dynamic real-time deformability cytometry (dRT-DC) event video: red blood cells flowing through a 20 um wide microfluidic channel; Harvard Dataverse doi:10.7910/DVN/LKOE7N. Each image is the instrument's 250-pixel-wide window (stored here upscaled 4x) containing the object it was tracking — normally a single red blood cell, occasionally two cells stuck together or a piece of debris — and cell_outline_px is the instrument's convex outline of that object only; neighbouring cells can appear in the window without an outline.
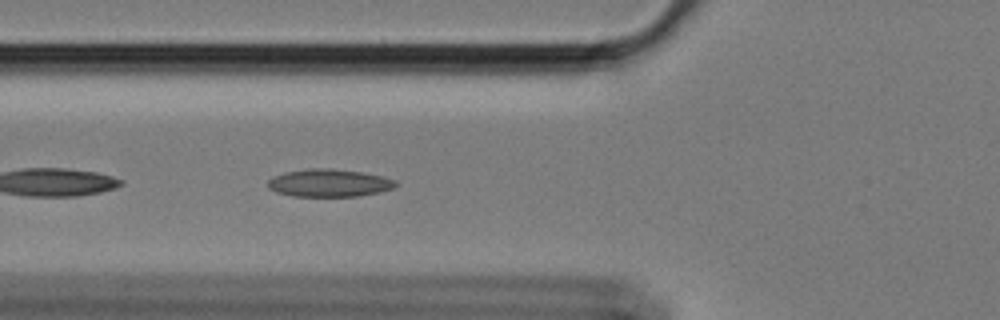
{"species": "Egyptian fruit bat (a non-hibernating species)", "species_latin": "Rousettus aegyptiacus", "temperature_condition": "cold", "stored_images_in_passage": 28, "camera_frame_rate_fps": 3000, "um_per_image_px": 0.085, "animal": {"sex": "female"}, "frame": {"image": 1, "passage_image": 5, "time_ms": 1.333, "image_size_px": [1000, 320], "cell_outline_px": [[400, 184], [396, 188], [380, 192], [360, 196], [292, 196], [276, 192], [268, 188], [268, 180], [272, 176], [284, 172], [308, 168], [328, 168], [360, 172], [380, 176], [396, 180]], "centroid_in_image_um": [27.98, 15.55], "position_along_channel_um": 97.8, "area_um2": 20.81}}
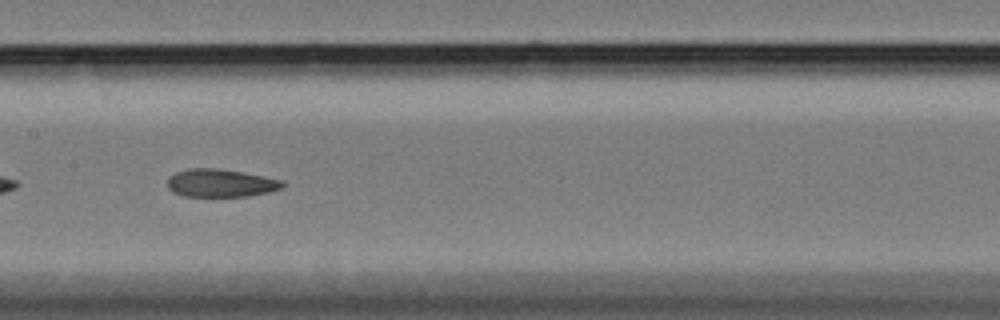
{"frame": {"image": 2, "passage_image": 13, "time_ms": 4.0, "image_size_px": [1000, 320], "cell_outline_px": [[284, 188], [268, 192], [248, 196], [184, 196], [172, 192], [168, 188], [168, 180], [176, 172], [188, 168], [216, 168], [240, 172], [284, 180]], "centroid_in_image_um": [18.77, 15.56], "position_along_channel_um": 188.6, "area_um2": 18.61}}
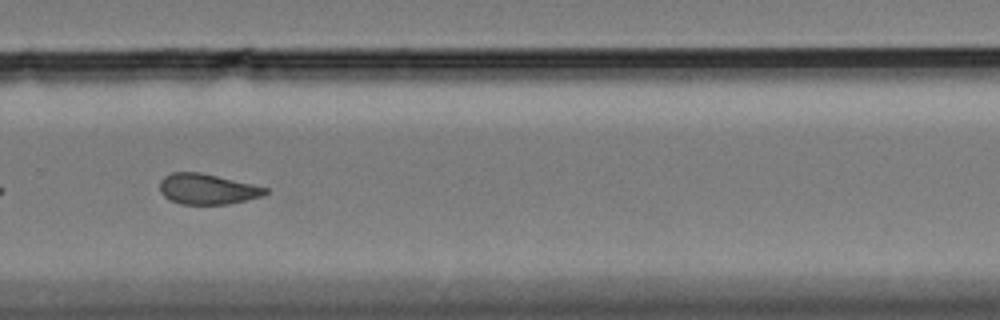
{"frame": {"image": 3, "passage_image": 24, "time_ms": 7.667, "image_size_px": [1000, 320], "cell_outline_px": [[268, 192], [260, 196], [228, 204], [180, 204], [164, 196], [160, 192], [160, 180], [164, 176], [172, 172], [200, 172], [252, 184], [268, 188]], "centroid_in_image_um": [17.58, 16.06], "position_along_channel_um": 312.2, "area_um2": 18.55}}